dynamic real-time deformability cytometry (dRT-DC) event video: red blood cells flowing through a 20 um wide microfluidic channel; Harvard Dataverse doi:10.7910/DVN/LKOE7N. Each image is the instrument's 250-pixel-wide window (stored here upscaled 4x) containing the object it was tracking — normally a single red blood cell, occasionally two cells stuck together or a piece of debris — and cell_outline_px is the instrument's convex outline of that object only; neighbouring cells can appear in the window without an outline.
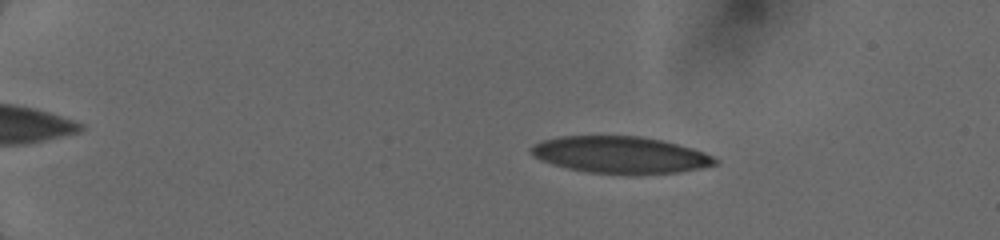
{"species": "human", "species_latin": "Homo sapiens", "temperature_condition": "cold", "stored_images_in_passage": 22, "camera_frame_rate_fps": 3000, "um_per_image_px": 0.085, "donor": {"sex": "female"}, "frame": {"image": 1, "passage_image": 7, "time_ms": 1.0, "image_size_px": [1000, 240], "cell_outline_px": [[716, 164], [676, 172], [632, 176], [628, 176], [588, 172], [568, 168], [552, 164], [540, 160], [532, 156], [528, 148], [544, 140], [560, 136], [640, 136], [660, 140], [692, 148], [704, 152], [712, 156], [716, 160]], "centroid_in_image_um": [52.67, 13.18], "position_along_channel_um": 32.3, "area_um2": 39.65}}